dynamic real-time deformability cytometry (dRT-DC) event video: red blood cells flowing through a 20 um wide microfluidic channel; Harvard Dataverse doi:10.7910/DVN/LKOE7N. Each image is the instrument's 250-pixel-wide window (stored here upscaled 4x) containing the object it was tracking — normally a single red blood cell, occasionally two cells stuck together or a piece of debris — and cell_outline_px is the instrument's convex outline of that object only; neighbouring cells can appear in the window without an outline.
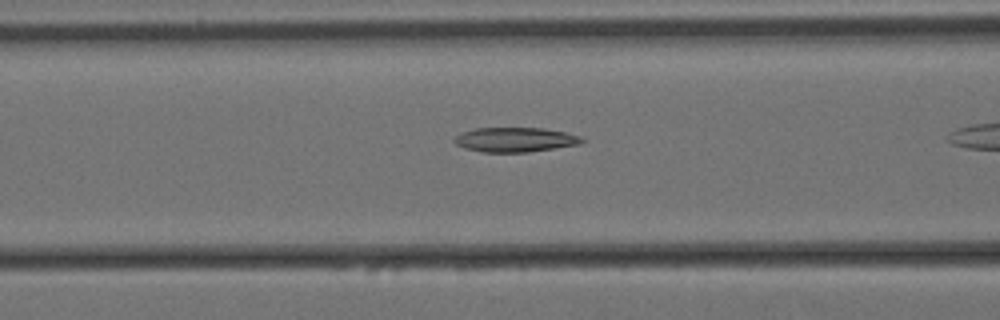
{"species": "Egyptian fruit bat (a non-hibernating species)", "species_latin": "Rousettus aegyptiacus", "temperature_condition": "cold", "stored_images_in_passage": 16, "camera_frame_rate_fps": 3000, "um_per_image_px": 0.085, "animal": {"sex": "female"}, "frame": {"image": 1, "passage_image": 14, "time_ms": 4.333, "image_size_px": [1000, 320], "cell_outline_px": [[584, 140], [580, 144], [528, 152], [484, 152], [464, 148], [456, 144], [452, 140], [460, 132], [476, 128], [544, 128], [584, 136]], "centroid_in_image_um": [43.78, 11.87], "position_along_channel_um": 122.8, "area_um2": 18.32}}